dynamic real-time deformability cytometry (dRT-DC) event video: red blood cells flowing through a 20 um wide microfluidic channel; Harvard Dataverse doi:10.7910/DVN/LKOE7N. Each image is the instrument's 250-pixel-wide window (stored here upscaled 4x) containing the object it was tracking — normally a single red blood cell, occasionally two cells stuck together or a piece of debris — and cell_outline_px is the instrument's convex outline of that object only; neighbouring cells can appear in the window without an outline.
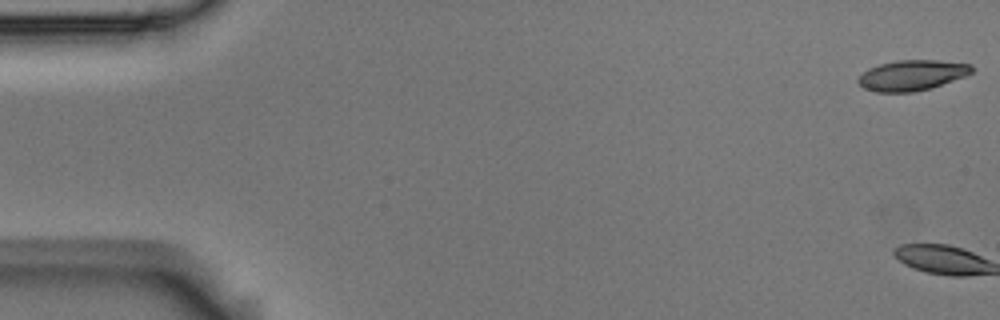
{"species": "Egyptian fruit bat (a non-hibernating species)", "species_latin": "Rousettus aegyptiacus", "temperature_condition": "room temperature", "stored_images_in_passage": 5, "camera_frame_rate_fps": 3000, "um_per_image_px": 0.085, "animal": {"sex": "male"}, "frame": {"image": 1, "passage_image": 1, "time_ms": 0.0, "image_size_px": [1000, 320], "cell_outline_px": [[976, 68], [972, 72], [964, 76], [932, 88], [912, 92], [876, 92], [864, 88], [856, 80], [868, 68], [880, 64], [896, 60], [936, 60], [972, 64]], "centroid_in_image_um": [77.53, 6.39], "position_along_channel_um": 7.5, "area_um2": 20.17}}